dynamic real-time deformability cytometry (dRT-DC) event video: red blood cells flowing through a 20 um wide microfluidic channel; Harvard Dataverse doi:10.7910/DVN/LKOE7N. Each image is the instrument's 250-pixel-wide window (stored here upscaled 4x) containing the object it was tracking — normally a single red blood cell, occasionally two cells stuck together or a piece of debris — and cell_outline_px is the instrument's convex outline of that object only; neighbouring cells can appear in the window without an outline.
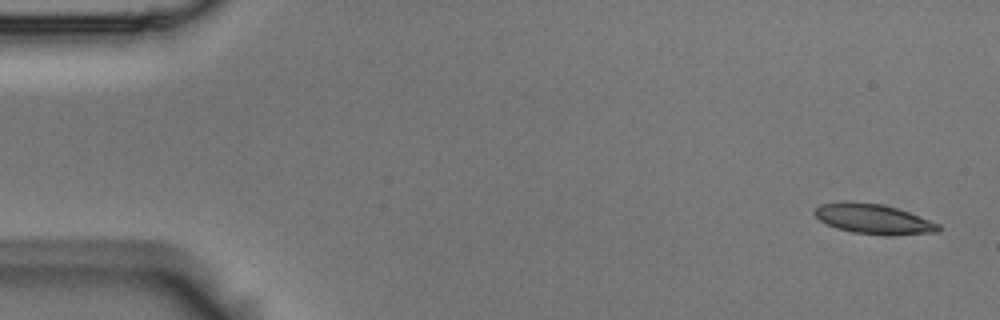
{"species": "Egyptian fruit bat (a non-hibernating species)", "species_latin": "Rousettus aegyptiacus", "temperature_condition": "room temperature", "stored_images_in_passage": 5, "camera_frame_rate_fps": 3000, "um_per_image_px": 0.085, "animal": {"sex": "male"}, "frame": {"image": 1, "passage_image": 1, "time_ms": 0.0, "image_size_px": [1000, 320], "cell_outline_px": [[940, 232], [888, 236], [852, 232], [836, 228], [820, 220], [812, 212], [820, 204], [840, 200], [852, 200], [884, 204], [908, 212], [940, 224]], "centroid_in_image_um": [74.22, 18.6], "position_along_channel_um": 10.8, "area_um2": 22.02}}
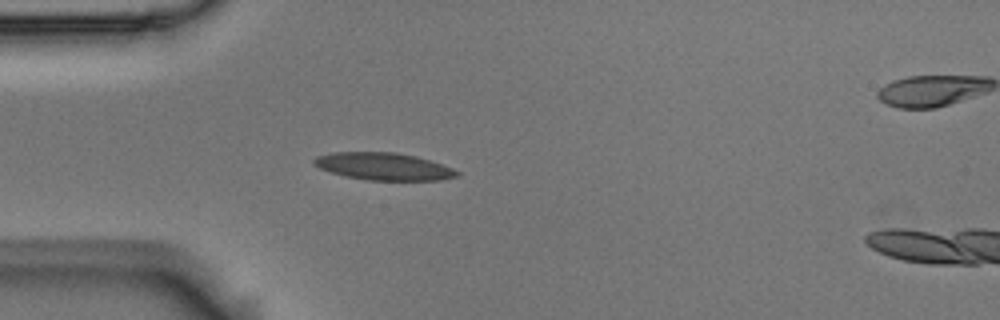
{"frame": {"image": 2, "passage_image": 4, "time_ms": 1.0, "image_size_px": [1000, 320], "cell_outline_px": [[460, 172], [456, 176], [440, 180], [368, 180], [344, 176], [320, 168], [312, 164], [312, 160], [316, 156], [332, 152], [396, 152], [416, 156], [452, 168]], "centroid_in_image_um": [32.56, 14.14], "position_along_channel_um": 52.4, "area_um2": 22.66}}